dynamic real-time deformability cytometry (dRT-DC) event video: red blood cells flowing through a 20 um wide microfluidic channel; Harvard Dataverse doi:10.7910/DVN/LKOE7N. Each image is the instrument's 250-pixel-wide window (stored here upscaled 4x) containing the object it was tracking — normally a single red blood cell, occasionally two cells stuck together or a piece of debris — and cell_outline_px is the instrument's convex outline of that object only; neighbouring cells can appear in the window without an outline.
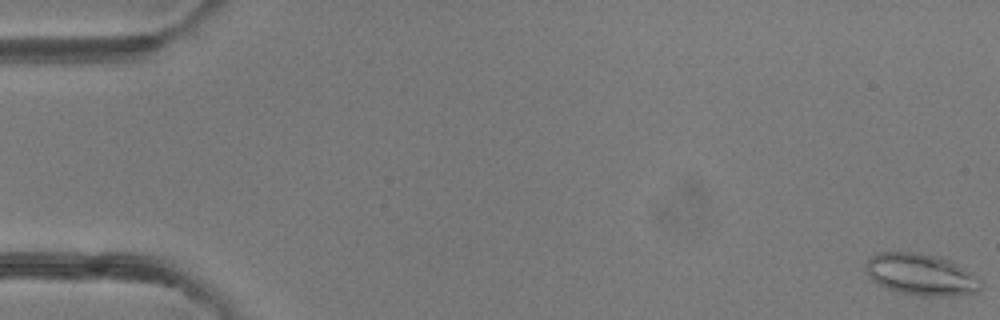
{"species": "common noctule bat (a hibernating species)", "species_latin": "Nyctalus noctula", "temperature_condition": "room temperature", "stored_images_in_passage": 51, "camera_frame_rate_fps": 3000, "um_per_image_px": 0.085, "animal": {"sex": "female"}, "frame": {"image": 1, "passage_image": 1, "time_ms": 0.0, "image_size_px": [1000, 320], "cell_outline_px": [[984, 288], [976, 292], [948, 296], [920, 296], [900, 292], [888, 288], [872, 280], [868, 276], [864, 268], [864, 264], [876, 252], [920, 252], [936, 256], [948, 260], [956, 264], [980, 280], [984, 284]], "centroid_in_image_um": [78.26, 23.33], "position_along_channel_um": 6.7, "area_um2": 27.8}}
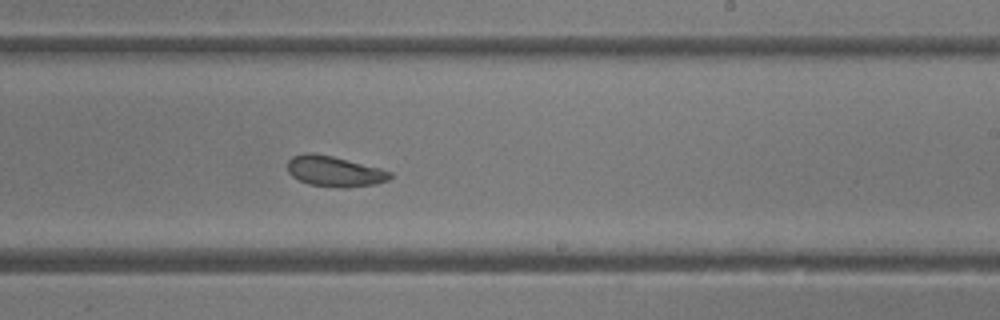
{"frame": {"image": 2, "passage_image": 31, "time_ms": 10.0, "image_size_px": [1000, 320], "cell_outline_px": [[392, 176], [388, 180], [376, 184], [348, 188], [340, 188], [308, 184], [292, 176], [288, 172], [288, 160], [292, 156], [304, 152], [312, 152], [332, 156], [380, 168], [392, 172]], "centroid_in_image_um": [28.42, 14.56], "position_along_channel_um": 260.6, "area_um2": 18.38}}
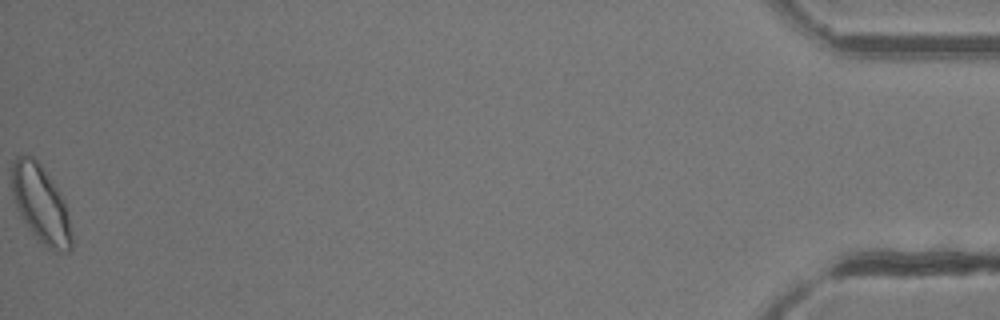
{"frame": {"image": 3, "passage_image": 51, "time_ms": 16.667, "image_size_px": [1000, 320], "cell_outline_px": [[72, 248], [68, 252], [60, 252], [48, 248], [32, 232], [24, 220], [16, 204], [12, 192], [12, 160], [16, 156], [32, 156], [44, 168], [60, 192], [64, 200], [72, 236]], "centroid_in_image_um": [3.48, 17.33], "position_along_channel_um": 431.7, "area_um2": 26.53}, "authors_computed_cell_mechanics": {"area_um2": 20.808, "velocity_mm_per_s": 4.1245, "shape_relaxation_time_tau1_ms": 4.8021, "shape_relaxation_time_tau2_ms": 4.1675, "deformation_change_tau1": 0.1046, "deformation_change_tau2": 0.0888}}